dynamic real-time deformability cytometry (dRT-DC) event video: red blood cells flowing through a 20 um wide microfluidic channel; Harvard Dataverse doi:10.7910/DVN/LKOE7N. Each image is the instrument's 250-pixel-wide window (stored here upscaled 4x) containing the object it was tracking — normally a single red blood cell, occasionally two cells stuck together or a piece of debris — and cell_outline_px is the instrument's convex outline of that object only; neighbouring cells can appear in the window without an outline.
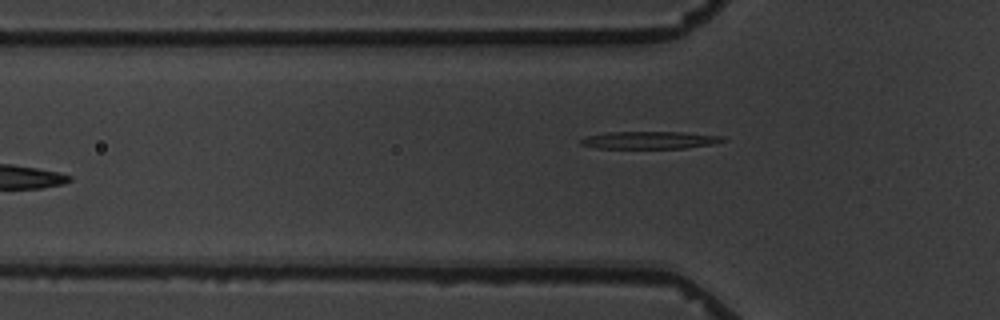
{"species": "common noctule bat (a hibernating species)", "species_latin": "Nyctalus noctula", "temperature_condition": "warm", "stored_images_in_passage": 7, "camera_frame_rate_fps": 3000, "um_per_image_px": 0.085, "animal": {"sex": "male", "body_mass_g": 19.5, "forearm_length_mm": 54.6}, "frame": {"image": 1, "passage_image": 7, "time_ms": 7.0, "image_size_px": [1000, 320], "cell_outline_px": [[728, 140], [716, 144], [684, 148], [596, 148], [580, 144], [580, 140], [588, 136], [608, 132], [684, 132], [724, 136]], "centroid_in_image_um": [55.31, 11.91], "position_along_channel_um": 70.5, "area_um2": 14.51}}